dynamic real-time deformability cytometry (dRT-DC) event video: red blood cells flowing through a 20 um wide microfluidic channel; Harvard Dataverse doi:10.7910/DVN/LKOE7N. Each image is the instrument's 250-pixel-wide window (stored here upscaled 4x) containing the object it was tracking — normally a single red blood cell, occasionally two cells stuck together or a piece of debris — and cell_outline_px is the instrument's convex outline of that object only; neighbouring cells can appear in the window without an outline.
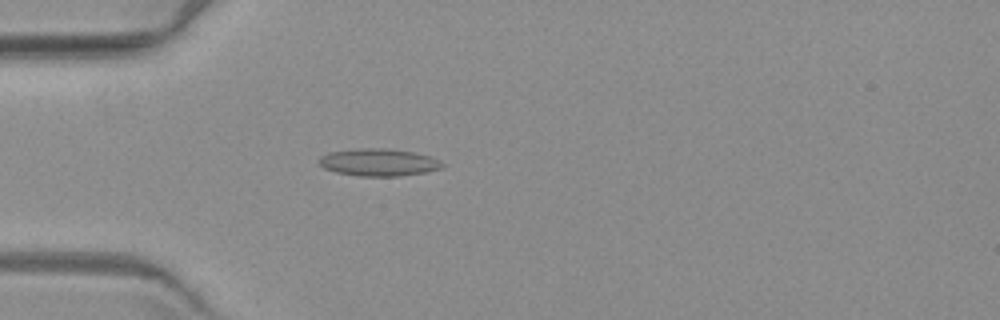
{"species": "common noctule bat (a hibernating species)", "species_latin": "Nyctalus noctula", "temperature_condition": "warm", "stored_images_in_passage": 4, "camera_frame_rate_fps": 3000, "um_per_image_px": 0.085, "animal": {"sex": "female", "body_mass_g": 19.3, "forearm_length_mm": 54.1}, "frame": {"image": 1, "passage_image": 4, "time_ms": 4.333, "image_size_px": [1000, 320], "cell_outline_px": [[444, 168], [424, 172], [400, 176], [360, 176], [336, 172], [324, 168], [316, 160], [320, 156], [328, 152], [360, 148], [384, 148], [412, 152], [428, 156], [444, 164]], "centroid_in_image_um": [32.13, 13.8], "position_along_channel_um": 52.9, "area_um2": 19.54}}